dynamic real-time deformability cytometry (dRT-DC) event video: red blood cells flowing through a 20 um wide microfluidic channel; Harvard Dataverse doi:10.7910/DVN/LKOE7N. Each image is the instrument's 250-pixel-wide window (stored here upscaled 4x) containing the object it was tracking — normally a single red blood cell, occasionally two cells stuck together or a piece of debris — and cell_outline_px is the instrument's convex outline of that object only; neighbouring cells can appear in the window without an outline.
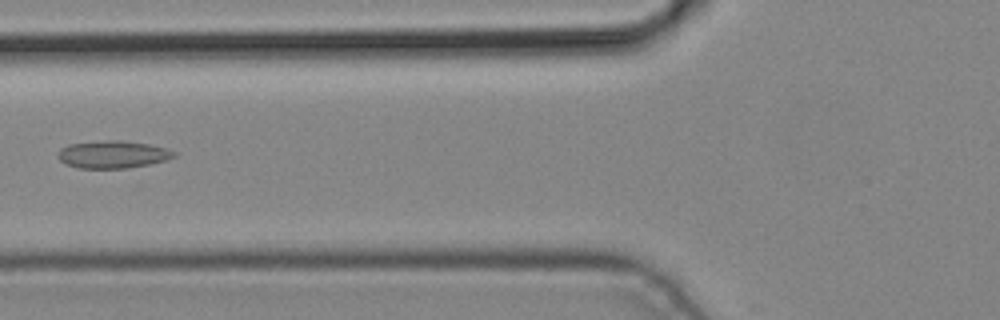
{"species": "common noctule bat (a hibernating species)", "species_latin": "Nyctalus noctula", "temperature_condition": "cold", "stored_images_in_passage": 2, "camera_frame_rate_fps": 3000, "um_per_image_px": 0.085, "animal": {"sex": "male", "body_mass_g": 19.2, "forearm_length_mm": 51.8}, "frame": {"image": 1, "passage_image": 2, "time_ms": 0.333, "image_size_px": [1000, 320], "cell_outline_px": [[176, 156], [168, 160], [148, 164], [124, 168], [80, 168], [64, 164], [56, 156], [60, 148], [68, 144], [112, 140], [120, 140], [148, 144], [168, 148], [176, 152]], "centroid_in_image_um": [9.58, 13.13], "position_along_channel_um": 116.2, "area_um2": 18.61}}